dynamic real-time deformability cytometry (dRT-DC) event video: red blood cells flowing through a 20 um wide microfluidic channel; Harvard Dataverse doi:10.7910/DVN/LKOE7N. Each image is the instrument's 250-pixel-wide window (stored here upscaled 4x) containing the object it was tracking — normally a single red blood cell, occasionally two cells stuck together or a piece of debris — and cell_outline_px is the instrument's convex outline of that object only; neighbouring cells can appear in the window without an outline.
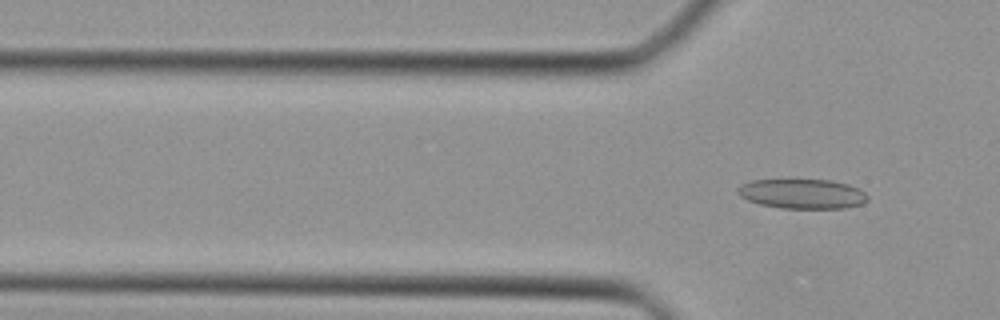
{"species": "Egyptian fruit bat (a non-hibernating species)", "species_latin": "Rousettus aegyptiacus", "temperature_condition": "cold", "stored_images_in_passage": 12, "camera_frame_rate_fps": 3000, "um_per_image_px": 0.085, "animal": {"sex": "female"}, "frame": {"image": 1, "passage_image": 12, "time_ms": 3.667, "image_size_px": [1000, 320], "cell_outline_px": [[868, 200], [864, 204], [844, 208], [780, 208], [760, 204], [748, 200], [740, 196], [736, 192], [736, 188], [740, 184], [752, 180], [832, 180], [848, 184], [864, 192], [868, 196]], "centroid_in_image_um": [68.18, 16.47], "position_along_channel_um": 57.6, "area_um2": 22.54}}